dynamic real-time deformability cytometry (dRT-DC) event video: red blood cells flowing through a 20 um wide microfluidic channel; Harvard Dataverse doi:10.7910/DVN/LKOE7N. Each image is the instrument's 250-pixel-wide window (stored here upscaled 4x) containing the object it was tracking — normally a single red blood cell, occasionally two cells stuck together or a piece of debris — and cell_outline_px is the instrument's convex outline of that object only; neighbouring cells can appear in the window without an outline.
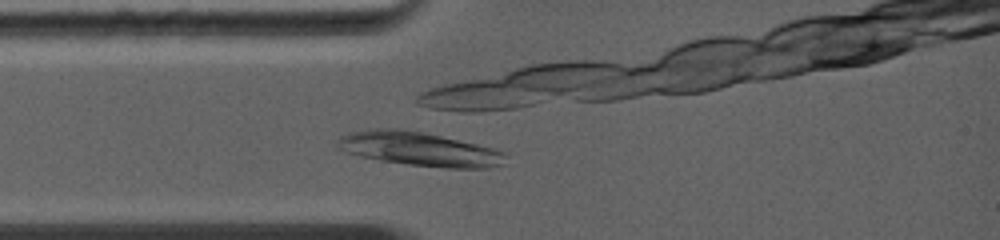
{"species": "common noctule bat (a hibernating species)", "species_latin": "Nyctalus noctula", "temperature_condition": "warm", "stored_images_in_passage": 23, "camera_frame_rate_fps": 5000, "um_per_image_px": 0.085, "animal": {"sex": "female", "body_mass_g": 19.0, "forearm_length_mm": 56.7}, "frame": {"image": 1, "passage_image": 4, "time_ms": 1.2, "image_size_px": [1000, 240], "cell_outline_px": [[508, 156], [504, 164], [488, 168], [448, 168], [408, 164], [380, 160], [360, 156], [348, 152], [340, 148], [336, 144], [336, 140], [340, 136], [348, 132], [372, 128], [396, 128], [420, 132], [440, 136], [476, 144], [492, 148], [504, 152]], "centroid_in_image_um": [35.63, 12.66], "position_along_channel_um": 49.4, "area_um2": 33.06}, "authors_computed_cell_mechanics": {"area_um2": 26.299, "velocity_mm_per_s": 4.3548, "shape_relaxation_time_tau1_ms": 4.9398, "shape_relaxation_time_tau2_ms": 7.5487, "deformation_change_tau1": 0.2475, "deformation_change_tau2": 0.0789}}